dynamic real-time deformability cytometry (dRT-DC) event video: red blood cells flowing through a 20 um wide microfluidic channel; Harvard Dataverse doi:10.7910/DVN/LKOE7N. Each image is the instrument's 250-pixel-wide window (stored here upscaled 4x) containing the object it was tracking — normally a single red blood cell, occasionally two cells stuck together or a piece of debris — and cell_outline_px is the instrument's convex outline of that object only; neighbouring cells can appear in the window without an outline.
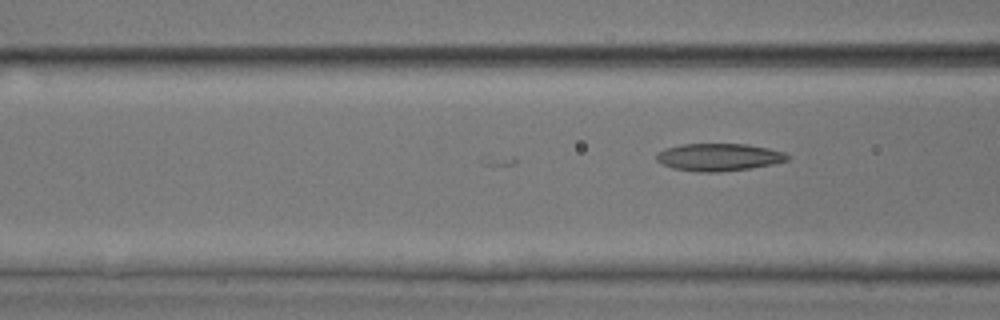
{"species": "common noctule bat (a hibernating species)", "species_latin": "Nyctalus noctula", "temperature_condition": "room temperature", "stored_images_in_passage": 21, "camera_frame_rate_fps": 3000, "um_per_image_px": 0.085, "animal": {"sex": "male", "body_mass_g": 17.9, "forearm_length_mm": 54.2}, "frame": {"image": 1, "passage_image": 21, "time_ms": 6.667, "image_size_px": [1000, 320], "cell_outline_px": [[792, 156], [788, 160], [772, 164], [752, 168], [716, 172], [700, 172], [672, 168], [656, 160], [656, 152], [664, 148], [680, 144], [748, 144], [768, 148], [784, 152]], "centroid_in_image_um": [61.1, 13.35], "position_along_channel_um": 105.5, "area_um2": 21.1}}